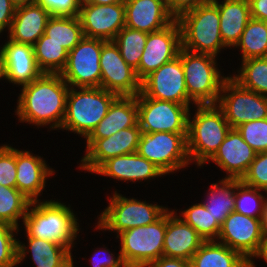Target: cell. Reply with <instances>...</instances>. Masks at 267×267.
Returning a JSON list of instances; mask_svg holds the SVG:
<instances>
[{
	"label": "cell",
	"instance_id": "obj_18",
	"mask_svg": "<svg viewBox=\"0 0 267 267\" xmlns=\"http://www.w3.org/2000/svg\"><path fill=\"white\" fill-rule=\"evenodd\" d=\"M79 19L85 37L113 41L125 27L124 2L110 5L81 3Z\"/></svg>",
	"mask_w": 267,
	"mask_h": 267
},
{
	"label": "cell",
	"instance_id": "obj_5",
	"mask_svg": "<svg viewBox=\"0 0 267 267\" xmlns=\"http://www.w3.org/2000/svg\"><path fill=\"white\" fill-rule=\"evenodd\" d=\"M177 21L185 50L216 57L221 48H226L220 34L218 6L212 0L182 14Z\"/></svg>",
	"mask_w": 267,
	"mask_h": 267
},
{
	"label": "cell",
	"instance_id": "obj_9",
	"mask_svg": "<svg viewBox=\"0 0 267 267\" xmlns=\"http://www.w3.org/2000/svg\"><path fill=\"white\" fill-rule=\"evenodd\" d=\"M137 153L152 162L164 174L189 165L187 133L141 131Z\"/></svg>",
	"mask_w": 267,
	"mask_h": 267
},
{
	"label": "cell",
	"instance_id": "obj_4",
	"mask_svg": "<svg viewBox=\"0 0 267 267\" xmlns=\"http://www.w3.org/2000/svg\"><path fill=\"white\" fill-rule=\"evenodd\" d=\"M78 89L69 88L61 129L87 138L106 116L110 105L118 95L101 87Z\"/></svg>",
	"mask_w": 267,
	"mask_h": 267
},
{
	"label": "cell",
	"instance_id": "obj_34",
	"mask_svg": "<svg viewBox=\"0 0 267 267\" xmlns=\"http://www.w3.org/2000/svg\"><path fill=\"white\" fill-rule=\"evenodd\" d=\"M241 65L232 78L242 87L267 96V57L245 59Z\"/></svg>",
	"mask_w": 267,
	"mask_h": 267
},
{
	"label": "cell",
	"instance_id": "obj_10",
	"mask_svg": "<svg viewBox=\"0 0 267 267\" xmlns=\"http://www.w3.org/2000/svg\"><path fill=\"white\" fill-rule=\"evenodd\" d=\"M216 105L223 111L231 128L267 119V96L242 87L232 76L224 81Z\"/></svg>",
	"mask_w": 267,
	"mask_h": 267
},
{
	"label": "cell",
	"instance_id": "obj_52",
	"mask_svg": "<svg viewBox=\"0 0 267 267\" xmlns=\"http://www.w3.org/2000/svg\"><path fill=\"white\" fill-rule=\"evenodd\" d=\"M267 194V193H266ZM262 227L264 229V232H267V198H265V202L263 204V215L261 218Z\"/></svg>",
	"mask_w": 267,
	"mask_h": 267
},
{
	"label": "cell",
	"instance_id": "obj_44",
	"mask_svg": "<svg viewBox=\"0 0 267 267\" xmlns=\"http://www.w3.org/2000/svg\"><path fill=\"white\" fill-rule=\"evenodd\" d=\"M210 0H167L166 5L170 14L178 19L182 14L197 8Z\"/></svg>",
	"mask_w": 267,
	"mask_h": 267
},
{
	"label": "cell",
	"instance_id": "obj_17",
	"mask_svg": "<svg viewBox=\"0 0 267 267\" xmlns=\"http://www.w3.org/2000/svg\"><path fill=\"white\" fill-rule=\"evenodd\" d=\"M141 129L137 123L102 139H85L86 155L80 169L95 172L105 161L119 155L137 152Z\"/></svg>",
	"mask_w": 267,
	"mask_h": 267
},
{
	"label": "cell",
	"instance_id": "obj_23",
	"mask_svg": "<svg viewBox=\"0 0 267 267\" xmlns=\"http://www.w3.org/2000/svg\"><path fill=\"white\" fill-rule=\"evenodd\" d=\"M94 173L125 181L148 180L165 175L137 152L119 155L105 161Z\"/></svg>",
	"mask_w": 267,
	"mask_h": 267
},
{
	"label": "cell",
	"instance_id": "obj_15",
	"mask_svg": "<svg viewBox=\"0 0 267 267\" xmlns=\"http://www.w3.org/2000/svg\"><path fill=\"white\" fill-rule=\"evenodd\" d=\"M101 88L118 96H137L141 81L136 71L122 58L114 41H106L100 54Z\"/></svg>",
	"mask_w": 267,
	"mask_h": 267
},
{
	"label": "cell",
	"instance_id": "obj_12",
	"mask_svg": "<svg viewBox=\"0 0 267 267\" xmlns=\"http://www.w3.org/2000/svg\"><path fill=\"white\" fill-rule=\"evenodd\" d=\"M105 42L84 36L68 52L66 66L60 75L69 87H101L100 54Z\"/></svg>",
	"mask_w": 267,
	"mask_h": 267
},
{
	"label": "cell",
	"instance_id": "obj_22",
	"mask_svg": "<svg viewBox=\"0 0 267 267\" xmlns=\"http://www.w3.org/2000/svg\"><path fill=\"white\" fill-rule=\"evenodd\" d=\"M53 173L40 156L16 149V188L31 202L37 201L46 178Z\"/></svg>",
	"mask_w": 267,
	"mask_h": 267
},
{
	"label": "cell",
	"instance_id": "obj_43",
	"mask_svg": "<svg viewBox=\"0 0 267 267\" xmlns=\"http://www.w3.org/2000/svg\"><path fill=\"white\" fill-rule=\"evenodd\" d=\"M51 16H79L82 0H35Z\"/></svg>",
	"mask_w": 267,
	"mask_h": 267
},
{
	"label": "cell",
	"instance_id": "obj_20",
	"mask_svg": "<svg viewBox=\"0 0 267 267\" xmlns=\"http://www.w3.org/2000/svg\"><path fill=\"white\" fill-rule=\"evenodd\" d=\"M125 26L151 33L171 24L175 18L164 0H125Z\"/></svg>",
	"mask_w": 267,
	"mask_h": 267
},
{
	"label": "cell",
	"instance_id": "obj_40",
	"mask_svg": "<svg viewBox=\"0 0 267 267\" xmlns=\"http://www.w3.org/2000/svg\"><path fill=\"white\" fill-rule=\"evenodd\" d=\"M236 129L255 152L267 151V119L243 123Z\"/></svg>",
	"mask_w": 267,
	"mask_h": 267
},
{
	"label": "cell",
	"instance_id": "obj_37",
	"mask_svg": "<svg viewBox=\"0 0 267 267\" xmlns=\"http://www.w3.org/2000/svg\"><path fill=\"white\" fill-rule=\"evenodd\" d=\"M30 203L17 188L0 186V222L18 228V219H24Z\"/></svg>",
	"mask_w": 267,
	"mask_h": 267
},
{
	"label": "cell",
	"instance_id": "obj_14",
	"mask_svg": "<svg viewBox=\"0 0 267 267\" xmlns=\"http://www.w3.org/2000/svg\"><path fill=\"white\" fill-rule=\"evenodd\" d=\"M265 232L261 218H252L235 211L224 220L217 238L232 250L239 252L246 260L248 267H255L252 256L258 250Z\"/></svg>",
	"mask_w": 267,
	"mask_h": 267
},
{
	"label": "cell",
	"instance_id": "obj_46",
	"mask_svg": "<svg viewBox=\"0 0 267 267\" xmlns=\"http://www.w3.org/2000/svg\"><path fill=\"white\" fill-rule=\"evenodd\" d=\"M16 7L10 0H0V33L7 27L10 29Z\"/></svg>",
	"mask_w": 267,
	"mask_h": 267
},
{
	"label": "cell",
	"instance_id": "obj_26",
	"mask_svg": "<svg viewBox=\"0 0 267 267\" xmlns=\"http://www.w3.org/2000/svg\"><path fill=\"white\" fill-rule=\"evenodd\" d=\"M138 123L137 96H118L86 139H102Z\"/></svg>",
	"mask_w": 267,
	"mask_h": 267
},
{
	"label": "cell",
	"instance_id": "obj_47",
	"mask_svg": "<svg viewBox=\"0 0 267 267\" xmlns=\"http://www.w3.org/2000/svg\"><path fill=\"white\" fill-rule=\"evenodd\" d=\"M147 267H190V261L161 256L158 260L151 262Z\"/></svg>",
	"mask_w": 267,
	"mask_h": 267
},
{
	"label": "cell",
	"instance_id": "obj_3",
	"mask_svg": "<svg viewBox=\"0 0 267 267\" xmlns=\"http://www.w3.org/2000/svg\"><path fill=\"white\" fill-rule=\"evenodd\" d=\"M193 118H188L187 152L191 162L202 166L218 151L231 126L216 104L197 105Z\"/></svg>",
	"mask_w": 267,
	"mask_h": 267
},
{
	"label": "cell",
	"instance_id": "obj_51",
	"mask_svg": "<svg viewBox=\"0 0 267 267\" xmlns=\"http://www.w3.org/2000/svg\"><path fill=\"white\" fill-rule=\"evenodd\" d=\"M1 78L6 79V61L3 47L0 49V79Z\"/></svg>",
	"mask_w": 267,
	"mask_h": 267
},
{
	"label": "cell",
	"instance_id": "obj_7",
	"mask_svg": "<svg viewBox=\"0 0 267 267\" xmlns=\"http://www.w3.org/2000/svg\"><path fill=\"white\" fill-rule=\"evenodd\" d=\"M166 212L155 222L122 231L120 255L127 267H147L163 256Z\"/></svg>",
	"mask_w": 267,
	"mask_h": 267
},
{
	"label": "cell",
	"instance_id": "obj_30",
	"mask_svg": "<svg viewBox=\"0 0 267 267\" xmlns=\"http://www.w3.org/2000/svg\"><path fill=\"white\" fill-rule=\"evenodd\" d=\"M240 182L241 179L224 178L219 182L220 186L211 184L209 200L203 204L220 225L235 209V191Z\"/></svg>",
	"mask_w": 267,
	"mask_h": 267
},
{
	"label": "cell",
	"instance_id": "obj_48",
	"mask_svg": "<svg viewBox=\"0 0 267 267\" xmlns=\"http://www.w3.org/2000/svg\"><path fill=\"white\" fill-rule=\"evenodd\" d=\"M251 18L267 22V0H249Z\"/></svg>",
	"mask_w": 267,
	"mask_h": 267
},
{
	"label": "cell",
	"instance_id": "obj_11",
	"mask_svg": "<svg viewBox=\"0 0 267 267\" xmlns=\"http://www.w3.org/2000/svg\"><path fill=\"white\" fill-rule=\"evenodd\" d=\"M138 124L146 133H187L190 105L137 95Z\"/></svg>",
	"mask_w": 267,
	"mask_h": 267
},
{
	"label": "cell",
	"instance_id": "obj_41",
	"mask_svg": "<svg viewBox=\"0 0 267 267\" xmlns=\"http://www.w3.org/2000/svg\"><path fill=\"white\" fill-rule=\"evenodd\" d=\"M241 181L267 193V151L256 154Z\"/></svg>",
	"mask_w": 267,
	"mask_h": 267
},
{
	"label": "cell",
	"instance_id": "obj_39",
	"mask_svg": "<svg viewBox=\"0 0 267 267\" xmlns=\"http://www.w3.org/2000/svg\"><path fill=\"white\" fill-rule=\"evenodd\" d=\"M19 228L0 222V267H14L18 264V241L14 232Z\"/></svg>",
	"mask_w": 267,
	"mask_h": 267
},
{
	"label": "cell",
	"instance_id": "obj_27",
	"mask_svg": "<svg viewBox=\"0 0 267 267\" xmlns=\"http://www.w3.org/2000/svg\"><path fill=\"white\" fill-rule=\"evenodd\" d=\"M220 15V34L226 47H234L251 19L249 0H212Z\"/></svg>",
	"mask_w": 267,
	"mask_h": 267
},
{
	"label": "cell",
	"instance_id": "obj_33",
	"mask_svg": "<svg viewBox=\"0 0 267 267\" xmlns=\"http://www.w3.org/2000/svg\"><path fill=\"white\" fill-rule=\"evenodd\" d=\"M235 46L242 50V60L267 57V22L251 18Z\"/></svg>",
	"mask_w": 267,
	"mask_h": 267
},
{
	"label": "cell",
	"instance_id": "obj_32",
	"mask_svg": "<svg viewBox=\"0 0 267 267\" xmlns=\"http://www.w3.org/2000/svg\"><path fill=\"white\" fill-rule=\"evenodd\" d=\"M38 68L43 73H61L65 68L68 51L60 44L48 40L43 34L33 45Z\"/></svg>",
	"mask_w": 267,
	"mask_h": 267
},
{
	"label": "cell",
	"instance_id": "obj_25",
	"mask_svg": "<svg viewBox=\"0 0 267 267\" xmlns=\"http://www.w3.org/2000/svg\"><path fill=\"white\" fill-rule=\"evenodd\" d=\"M50 17V13L36 2L16 8L9 40L33 46L44 34Z\"/></svg>",
	"mask_w": 267,
	"mask_h": 267
},
{
	"label": "cell",
	"instance_id": "obj_45",
	"mask_svg": "<svg viewBox=\"0 0 267 267\" xmlns=\"http://www.w3.org/2000/svg\"><path fill=\"white\" fill-rule=\"evenodd\" d=\"M103 251H104V253H107L109 250H107V251L105 249H103L101 251L99 250V251L95 252L96 254L93 255V260H91L93 263L92 264L93 267H127L125 265L123 259H122V256L120 255V253L117 256V258H115V259H114V256H112L113 255L112 253H110V255L108 254V257L103 259V257L101 256ZM100 252H102L100 254V256L102 258L99 256ZM98 257H100V258H98Z\"/></svg>",
	"mask_w": 267,
	"mask_h": 267
},
{
	"label": "cell",
	"instance_id": "obj_38",
	"mask_svg": "<svg viewBox=\"0 0 267 267\" xmlns=\"http://www.w3.org/2000/svg\"><path fill=\"white\" fill-rule=\"evenodd\" d=\"M235 192L234 211L252 218H262L265 197L261 189L248 186L242 181L237 185Z\"/></svg>",
	"mask_w": 267,
	"mask_h": 267
},
{
	"label": "cell",
	"instance_id": "obj_21",
	"mask_svg": "<svg viewBox=\"0 0 267 267\" xmlns=\"http://www.w3.org/2000/svg\"><path fill=\"white\" fill-rule=\"evenodd\" d=\"M174 210L166 211V232L163 243V256L190 261L204 240Z\"/></svg>",
	"mask_w": 267,
	"mask_h": 267
},
{
	"label": "cell",
	"instance_id": "obj_1",
	"mask_svg": "<svg viewBox=\"0 0 267 267\" xmlns=\"http://www.w3.org/2000/svg\"><path fill=\"white\" fill-rule=\"evenodd\" d=\"M69 86L60 73H42L22 86L16 114L20 122L60 129L65 116Z\"/></svg>",
	"mask_w": 267,
	"mask_h": 267
},
{
	"label": "cell",
	"instance_id": "obj_42",
	"mask_svg": "<svg viewBox=\"0 0 267 267\" xmlns=\"http://www.w3.org/2000/svg\"><path fill=\"white\" fill-rule=\"evenodd\" d=\"M0 186L16 188V149L0 146Z\"/></svg>",
	"mask_w": 267,
	"mask_h": 267
},
{
	"label": "cell",
	"instance_id": "obj_24",
	"mask_svg": "<svg viewBox=\"0 0 267 267\" xmlns=\"http://www.w3.org/2000/svg\"><path fill=\"white\" fill-rule=\"evenodd\" d=\"M2 47L6 61V80L9 82L24 86L43 73L36 63L32 45L8 40Z\"/></svg>",
	"mask_w": 267,
	"mask_h": 267
},
{
	"label": "cell",
	"instance_id": "obj_16",
	"mask_svg": "<svg viewBox=\"0 0 267 267\" xmlns=\"http://www.w3.org/2000/svg\"><path fill=\"white\" fill-rule=\"evenodd\" d=\"M182 48L181 29L175 19L161 30L148 33L139 67L135 70L140 81L179 55Z\"/></svg>",
	"mask_w": 267,
	"mask_h": 267
},
{
	"label": "cell",
	"instance_id": "obj_8",
	"mask_svg": "<svg viewBox=\"0 0 267 267\" xmlns=\"http://www.w3.org/2000/svg\"><path fill=\"white\" fill-rule=\"evenodd\" d=\"M115 191L109 206L98 218V229L111 230L119 234L138 226H145L158 220L168 208L148 204L134 198H126Z\"/></svg>",
	"mask_w": 267,
	"mask_h": 267
},
{
	"label": "cell",
	"instance_id": "obj_28",
	"mask_svg": "<svg viewBox=\"0 0 267 267\" xmlns=\"http://www.w3.org/2000/svg\"><path fill=\"white\" fill-rule=\"evenodd\" d=\"M29 249L22 242L18 241V264L25 257L26 252H31V256L36 267H73L71 251L55 242L27 237Z\"/></svg>",
	"mask_w": 267,
	"mask_h": 267
},
{
	"label": "cell",
	"instance_id": "obj_6",
	"mask_svg": "<svg viewBox=\"0 0 267 267\" xmlns=\"http://www.w3.org/2000/svg\"><path fill=\"white\" fill-rule=\"evenodd\" d=\"M181 62L187 93L195 105L217 104L224 81L216 67V57L181 48Z\"/></svg>",
	"mask_w": 267,
	"mask_h": 267
},
{
	"label": "cell",
	"instance_id": "obj_13",
	"mask_svg": "<svg viewBox=\"0 0 267 267\" xmlns=\"http://www.w3.org/2000/svg\"><path fill=\"white\" fill-rule=\"evenodd\" d=\"M140 92L149 98L189 105L181 49L176 58L163 64L141 81Z\"/></svg>",
	"mask_w": 267,
	"mask_h": 267
},
{
	"label": "cell",
	"instance_id": "obj_2",
	"mask_svg": "<svg viewBox=\"0 0 267 267\" xmlns=\"http://www.w3.org/2000/svg\"><path fill=\"white\" fill-rule=\"evenodd\" d=\"M39 201L29 204L23 219L27 237L52 241L71 251L73 241L79 233L76 216L70 207L61 202Z\"/></svg>",
	"mask_w": 267,
	"mask_h": 267
},
{
	"label": "cell",
	"instance_id": "obj_19",
	"mask_svg": "<svg viewBox=\"0 0 267 267\" xmlns=\"http://www.w3.org/2000/svg\"><path fill=\"white\" fill-rule=\"evenodd\" d=\"M256 154L257 152L243 140L238 130L231 128L210 160L226 171V174L228 173L225 178L242 179Z\"/></svg>",
	"mask_w": 267,
	"mask_h": 267
},
{
	"label": "cell",
	"instance_id": "obj_53",
	"mask_svg": "<svg viewBox=\"0 0 267 267\" xmlns=\"http://www.w3.org/2000/svg\"><path fill=\"white\" fill-rule=\"evenodd\" d=\"M10 1L16 8L29 5L35 2V0H10Z\"/></svg>",
	"mask_w": 267,
	"mask_h": 267
},
{
	"label": "cell",
	"instance_id": "obj_35",
	"mask_svg": "<svg viewBox=\"0 0 267 267\" xmlns=\"http://www.w3.org/2000/svg\"><path fill=\"white\" fill-rule=\"evenodd\" d=\"M147 36V32L130 29L125 26L113 40L118 46L122 58L134 70L139 67Z\"/></svg>",
	"mask_w": 267,
	"mask_h": 267
},
{
	"label": "cell",
	"instance_id": "obj_36",
	"mask_svg": "<svg viewBox=\"0 0 267 267\" xmlns=\"http://www.w3.org/2000/svg\"><path fill=\"white\" fill-rule=\"evenodd\" d=\"M183 221L189 224L204 241H217L221 225L205 208L203 203L195 204L181 212Z\"/></svg>",
	"mask_w": 267,
	"mask_h": 267
},
{
	"label": "cell",
	"instance_id": "obj_31",
	"mask_svg": "<svg viewBox=\"0 0 267 267\" xmlns=\"http://www.w3.org/2000/svg\"><path fill=\"white\" fill-rule=\"evenodd\" d=\"M44 34L48 40L60 44L68 52L84 37L79 16H51Z\"/></svg>",
	"mask_w": 267,
	"mask_h": 267
},
{
	"label": "cell",
	"instance_id": "obj_49",
	"mask_svg": "<svg viewBox=\"0 0 267 267\" xmlns=\"http://www.w3.org/2000/svg\"><path fill=\"white\" fill-rule=\"evenodd\" d=\"M255 257H261L263 258V260H265V262L267 263V235L264 234L263 239L261 240L258 250L256 251V253L252 256V258L254 259Z\"/></svg>",
	"mask_w": 267,
	"mask_h": 267
},
{
	"label": "cell",
	"instance_id": "obj_50",
	"mask_svg": "<svg viewBox=\"0 0 267 267\" xmlns=\"http://www.w3.org/2000/svg\"><path fill=\"white\" fill-rule=\"evenodd\" d=\"M125 2V0H82L81 3H90V4H96V5H110L114 3H122Z\"/></svg>",
	"mask_w": 267,
	"mask_h": 267
},
{
	"label": "cell",
	"instance_id": "obj_29",
	"mask_svg": "<svg viewBox=\"0 0 267 267\" xmlns=\"http://www.w3.org/2000/svg\"><path fill=\"white\" fill-rule=\"evenodd\" d=\"M190 267H248V260L225 244L204 241L190 259Z\"/></svg>",
	"mask_w": 267,
	"mask_h": 267
}]
</instances>
